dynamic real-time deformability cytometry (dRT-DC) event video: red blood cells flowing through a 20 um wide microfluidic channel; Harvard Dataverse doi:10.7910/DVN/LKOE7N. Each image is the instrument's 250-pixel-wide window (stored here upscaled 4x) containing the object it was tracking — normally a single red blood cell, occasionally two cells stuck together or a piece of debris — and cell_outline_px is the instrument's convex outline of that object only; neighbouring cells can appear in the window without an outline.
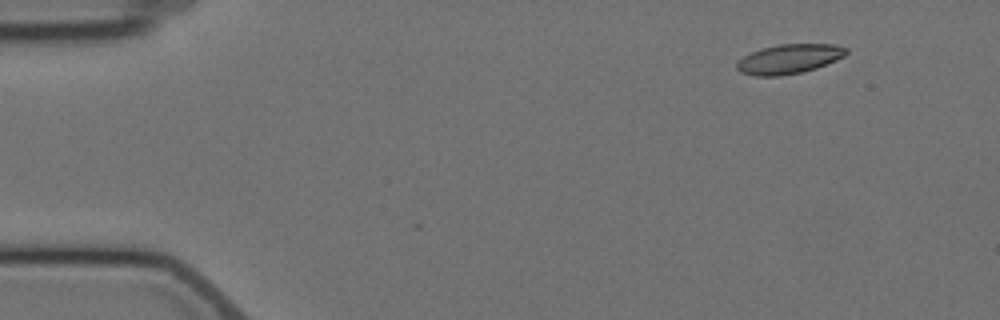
{"species": "Egyptian fruit bat (a non-hibernating species)", "species_latin": "Rousettus aegyptiacus", "temperature_condition": "cold", "stored_images_in_passage": 5, "camera_frame_rate_fps": 3000, "um_per_image_px": 0.085, "animal": {"sex": "female"}, "frame": {"image": 1, "passage_image": 2, "time_ms": 1.333, "image_size_px": [1000, 320], "cell_outline_px": [[848, 52], [844, 56], [836, 60], [816, 68], [804, 72], [780, 76], [756, 76], [740, 72], [736, 68], [736, 64], [744, 56], [760, 48], [780, 44], [836, 44], [848, 48]], "centroid_in_image_um": [67.09, 5.01], "position_along_channel_um": 17.9, "area_um2": 18.9}}